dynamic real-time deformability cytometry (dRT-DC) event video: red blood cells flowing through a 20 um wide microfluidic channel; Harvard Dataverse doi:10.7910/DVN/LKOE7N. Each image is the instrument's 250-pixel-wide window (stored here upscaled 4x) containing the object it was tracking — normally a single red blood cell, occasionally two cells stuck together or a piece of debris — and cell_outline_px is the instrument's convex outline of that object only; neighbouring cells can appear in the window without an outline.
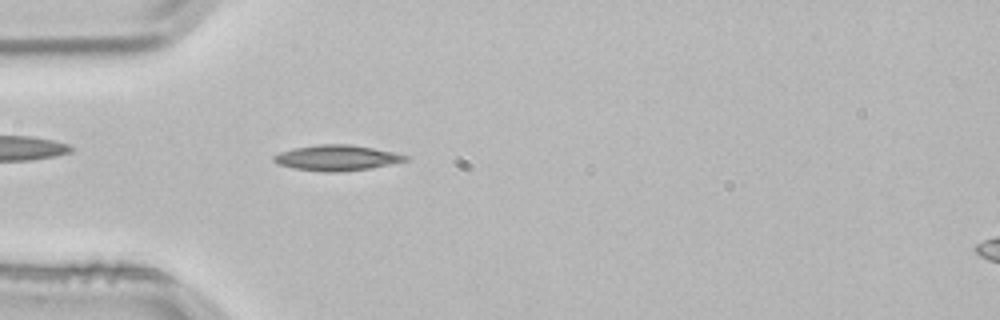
{"species": "common noctule bat (a hibernating species)", "species_latin": "Nyctalus noctula", "temperature_condition": "room temperature", "stored_images_in_passage": 2, "camera_frame_rate_fps": 3000, "um_per_image_px": 0.085, "animal": {"sex": "male", "body_mass_g": 21.5, "forearm_length_mm": 52.0}, "frame": {"image": 1, "passage_image": 2, "time_ms": 0.333, "image_size_px": [1000, 320], "cell_outline_px": [[408, 160], [368, 168], [336, 172], [324, 172], [292, 168], [276, 164], [272, 160], [272, 156], [280, 152], [292, 148], [316, 144], [348, 144], [372, 148], [392, 152], [408, 156]], "centroid_in_image_um": [28.52, 13.41], "position_along_channel_um": 56.5, "area_um2": 19.48}}